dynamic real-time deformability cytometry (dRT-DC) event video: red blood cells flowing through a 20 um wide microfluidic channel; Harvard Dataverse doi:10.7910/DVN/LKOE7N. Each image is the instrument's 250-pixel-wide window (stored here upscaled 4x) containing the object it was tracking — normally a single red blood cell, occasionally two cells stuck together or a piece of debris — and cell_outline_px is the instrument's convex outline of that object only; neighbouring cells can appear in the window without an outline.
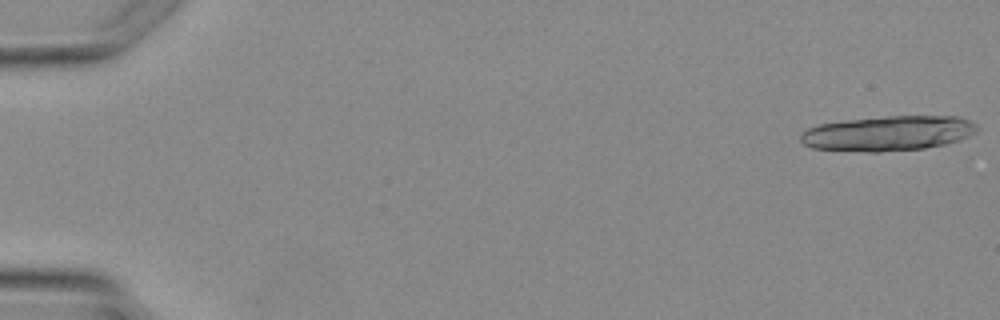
{"species": "Egyptian fruit bat (a non-hibernating species)", "species_latin": "Rousettus aegyptiacus", "temperature_condition": "warm", "stored_images_in_passage": 4, "camera_frame_rate_fps": 3000, "um_per_image_px": 0.085, "animal": {"sex": "female"}, "frame": {"image": 1, "passage_image": 1, "time_ms": 0.0, "image_size_px": [1000, 320], "cell_outline_px": [[980, 128], [976, 132], [960, 140], [944, 144], [924, 148], [880, 152], [868, 152], [812, 148], [804, 144], [800, 140], [800, 136], [808, 128], [820, 124], [848, 120], [884, 116], [960, 116], [976, 124]], "centroid_in_image_um": [75.52, 11.33], "position_along_channel_um": 9.5, "area_um2": 35.95}}